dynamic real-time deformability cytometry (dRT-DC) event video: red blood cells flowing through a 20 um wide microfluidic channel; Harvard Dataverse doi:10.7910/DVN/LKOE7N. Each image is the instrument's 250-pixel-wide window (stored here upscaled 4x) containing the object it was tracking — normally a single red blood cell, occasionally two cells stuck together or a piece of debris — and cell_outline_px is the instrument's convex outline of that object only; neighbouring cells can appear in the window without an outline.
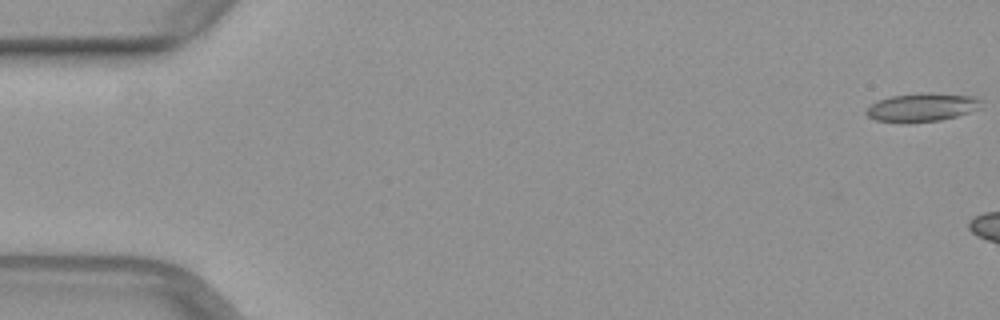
{"species": "common noctule bat (a hibernating species)", "species_latin": "Nyctalus noctula", "temperature_condition": "warm", "stored_images_in_passage": 6, "camera_frame_rate_fps": 3000, "um_per_image_px": 0.085, "animal": {"sex": "female", "body_mass_g": 29.2, "forearm_length_mm": 56.3}, "frame": {"image": 1, "passage_image": 1, "time_ms": 0.0, "image_size_px": [1000, 320], "cell_outline_px": [[980, 108], [956, 116], [940, 120], [908, 124], [900, 124], [876, 120], [868, 116], [864, 112], [876, 100], [892, 96], [920, 92], [924, 92], [976, 96], [980, 100]], "centroid_in_image_um": [78.32, 9.14], "position_along_channel_um": 6.7, "area_um2": 19.36}}